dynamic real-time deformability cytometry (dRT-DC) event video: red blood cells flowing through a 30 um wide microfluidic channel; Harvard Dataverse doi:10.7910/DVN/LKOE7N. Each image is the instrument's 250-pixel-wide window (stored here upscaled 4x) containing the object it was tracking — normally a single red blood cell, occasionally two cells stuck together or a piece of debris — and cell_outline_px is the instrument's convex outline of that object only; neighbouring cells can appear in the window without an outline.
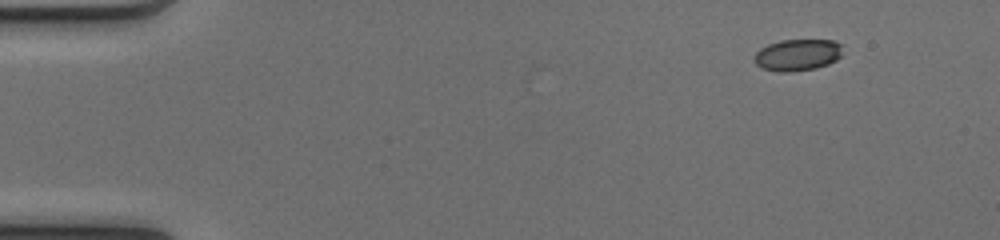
{"species": "common noctule bat (a hibernating species)", "species_latin": "Nyctalus noctula", "temperature_condition": "cold", "stored_images_in_passage": 2, "camera_frame_rate_fps": 3000, "um_per_image_px": 0.085, "animal": {"sex": "female", "body_mass_g": 17.0, "forearm_length_mm": 48.0}, "frame": {"image": 1, "passage_image": 2, "time_ms": 0.333, "image_size_px": [1000, 240], "cell_outline_px": [[844, 44], [840, 56], [836, 60], [828, 64], [816, 68], [792, 72], [780, 72], [760, 68], [752, 60], [752, 56], [760, 48], [768, 44], [780, 40], [836, 40]], "centroid_in_image_um": [67.78, 4.66], "position_along_channel_um": 17.2, "area_um2": 16.7}}